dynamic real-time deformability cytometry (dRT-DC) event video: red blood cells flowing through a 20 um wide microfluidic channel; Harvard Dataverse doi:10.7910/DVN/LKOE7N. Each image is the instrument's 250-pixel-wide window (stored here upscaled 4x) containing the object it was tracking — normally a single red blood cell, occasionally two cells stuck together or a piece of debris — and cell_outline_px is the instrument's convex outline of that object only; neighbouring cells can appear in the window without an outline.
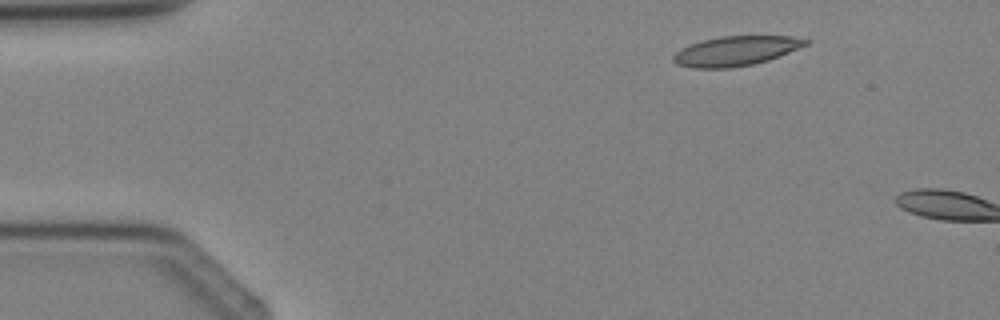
{"species": "Egyptian fruit bat (a non-hibernating species)", "species_latin": "Rousettus aegyptiacus", "temperature_condition": "cold", "stored_images_in_passage": 2, "camera_frame_rate_fps": 3000, "um_per_image_px": 0.085, "animal": {"sex": "female"}, "frame": {"image": 1, "passage_image": 1, "time_ms": 0.0, "image_size_px": [1000, 320], "cell_outline_px": [[812, 40], [808, 44], [768, 60], [752, 64], [732, 68], [692, 68], [676, 64], [672, 60], [672, 56], [680, 48], [704, 40], [720, 36], [792, 36]], "centroid_in_image_um": [62.53, 4.33], "position_along_channel_um": 22.5, "area_um2": 22.77}}